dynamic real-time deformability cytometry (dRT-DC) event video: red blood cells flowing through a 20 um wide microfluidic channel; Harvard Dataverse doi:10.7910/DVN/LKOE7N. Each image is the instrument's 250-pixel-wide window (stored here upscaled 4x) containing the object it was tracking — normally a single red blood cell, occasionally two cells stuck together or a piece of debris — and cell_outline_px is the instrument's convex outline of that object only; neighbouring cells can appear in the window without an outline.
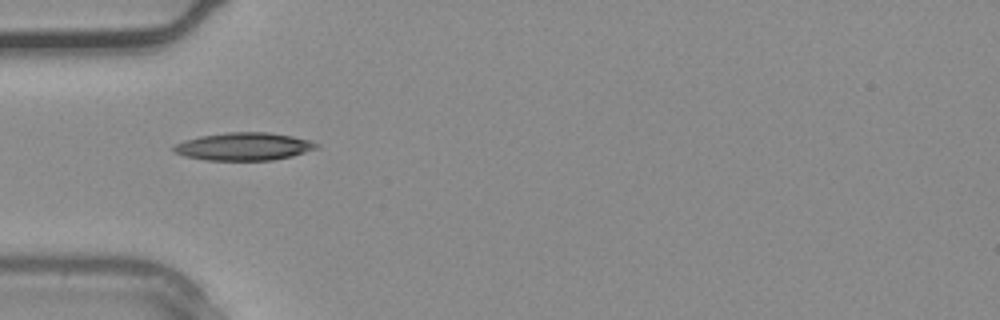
{"species": "common noctule bat (a hibernating species)", "species_latin": "Nyctalus noctula", "temperature_condition": "warm", "stored_images_in_passage": 26, "camera_frame_rate_fps": 3000, "um_per_image_px": 0.085, "animal": {"sex": "male", "body_mass_g": 20.4}, "frame": {"image": 1, "passage_image": 1, "time_ms": 0.0, "image_size_px": [1000, 320], "cell_outline_px": [[320, 148], [292, 156], [272, 160], [204, 160], [184, 156], [172, 152], [172, 148], [176, 144], [184, 140], [200, 136], [228, 132], [268, 132], [292, 136], [312, 140], [320, 144]], "centroid_in_image_um": [20.75, 12.45], "position_along_channel_um": 64.2, "area_um2": 23.35}}